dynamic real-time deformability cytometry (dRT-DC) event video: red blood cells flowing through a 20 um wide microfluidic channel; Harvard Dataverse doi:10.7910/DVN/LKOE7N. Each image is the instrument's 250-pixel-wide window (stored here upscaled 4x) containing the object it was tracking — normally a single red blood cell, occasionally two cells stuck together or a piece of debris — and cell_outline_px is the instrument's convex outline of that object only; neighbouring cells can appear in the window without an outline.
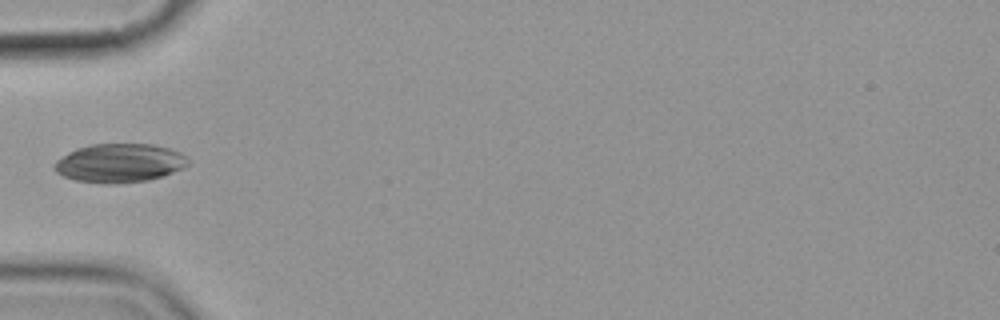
{"species": "common noctule bat (a hibernating species)", "species_latin": "Nyctalus noctula", "temperature_condition": "cold", "stored_images_in_passage": 6, "camera_frame_rate_fps": 3000, "um_per_image_px": 0.085, "animal": {"sex": "female", "body_mass_g": 19.9}, "frame": {"image": 1, "passage_image": 6, "time_ms": 5.667, "image_size_px": [1000, 320], "cell_outline_px": [[188, 164], [184, 168], [148, 180], [116, 184], [104, 184], [76, 180], [64, 176], [56, 172], [52, 168], [52, 164], [56, 160], [68, 152], [76, 148], [92, 144], [152, 144], [168, 148], [180, 152], [188, 160]], "centroid_in_image_um": [10.11, 13.86], "position_along_channel_um": 74.9, "area_um2": 30.23}}